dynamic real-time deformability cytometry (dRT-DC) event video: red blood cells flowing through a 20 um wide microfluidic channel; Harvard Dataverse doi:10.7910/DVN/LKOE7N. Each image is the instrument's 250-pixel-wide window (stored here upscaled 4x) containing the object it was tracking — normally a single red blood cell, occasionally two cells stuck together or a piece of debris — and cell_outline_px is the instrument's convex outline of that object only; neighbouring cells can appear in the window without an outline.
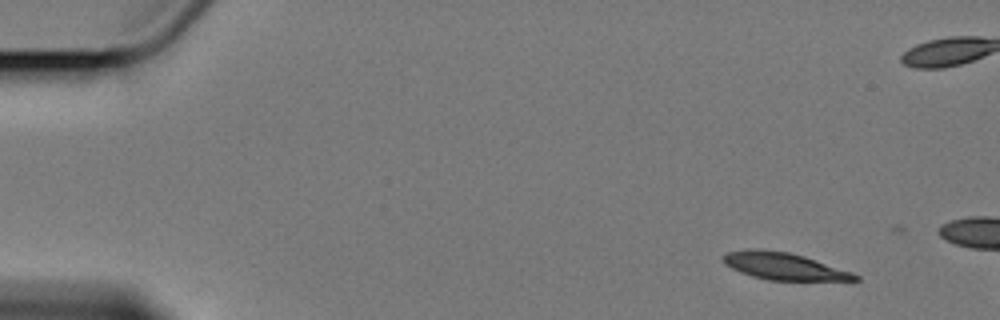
{"species": "Egyptian fruit bat (a non-hibernating species)", "species_latin": "Rousettus aegyptiacus", "temperature_condition": "cold", "stored_images_in_passage": 4, "camera_frame_rate_fps": 3000, "um_per_image_px": 0.085, "animal": {"sex": "female"}, "frame": {"image": 1, "passage_image": 1, "time_ms": 0.0, "image_size_px": [1000, 320], "cell_outline_px": [[860, 280], [768, 280], [752, 276], [740, 272], [724, 264], [720, 260], [720, 256], [728, 252], [744, 248], [756, 248], [788, 252], [804, 256], [852, 272], [860, 276]], "centroid_in_image_um": [66.55, 22.61], "position_along_channel_um": 18.4, "area_um2": 20.92}}